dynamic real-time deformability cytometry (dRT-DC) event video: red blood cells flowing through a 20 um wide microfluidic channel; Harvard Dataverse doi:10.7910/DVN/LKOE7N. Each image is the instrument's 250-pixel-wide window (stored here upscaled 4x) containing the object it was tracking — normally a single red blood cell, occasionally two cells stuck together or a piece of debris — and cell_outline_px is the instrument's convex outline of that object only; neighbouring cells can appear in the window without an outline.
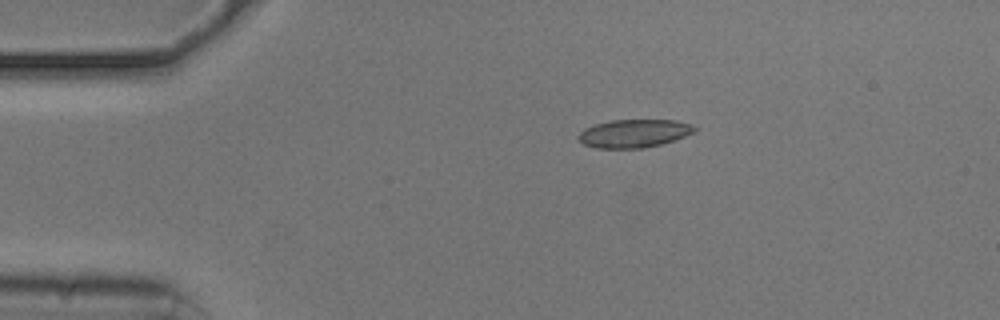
{"species": "common noctule bat (a hibernating species)", "species_latin": "Nyctalus noctula", "temperature_condition": "cold", "stored_images_in_passage": 45, "camera_frame_rate_fps": 3000, "um_per_image_px": 0.085, "animal": {"sex": "male", "body_mass_g": 20.5, "forearm_length_mm": 52.5}, "frame": {"image": 1, "passage_image": 1, "time_ms": 0.0, "image_size_px": [1000, 320], "cell_outline_px": [[696, 128], [692, 132], [684, 136], [660, 144], [644, 148], [596, 148], [584, 144], [580, 140], [580, 132], [584, 128], [596, 124], [612, 120], [676, 120], [692, 124]], "centroid_in_image_um": [53.88, 11.33], "position_along_channel_um": 31.1, "area_um2": 18.73}}
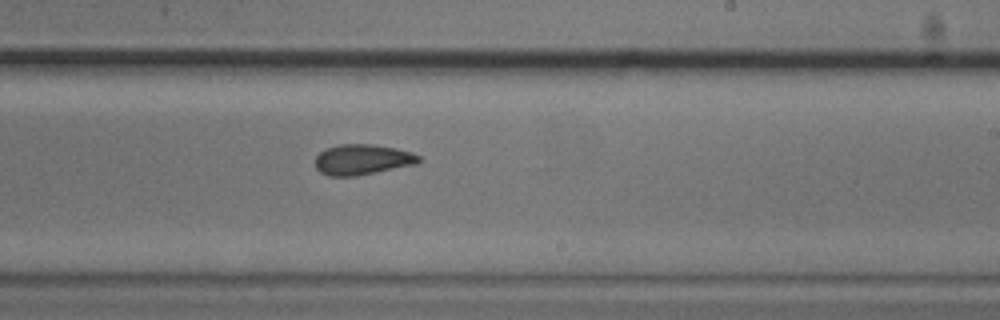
{"frame": {"image": 2, "passage_image": 23, "time_ms": 7.333, "image_size_px": [1000, 320], "cell_outline_px": [[424, 160], [416, 164], [356, 176], [328, 176], [320, 172], [316, 168], [316, 156], [324, 148], [340, 144], [372, 144], [396, 148], [412, 152], [420, 156]], "centroid_in_image_um": [30.81, 13.56], "position_along_channel_um": 258.2, "area_um2": 18.55}}
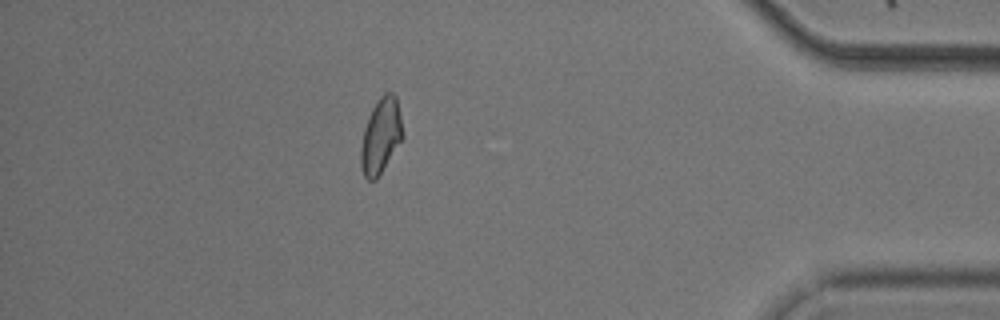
{"frame": {"image": 3, "passage_image": 38, "time_ms": 12.333, "image_size_px": [1000, 320], "cell_outline_px": [[404, 136], [376, 180], [368, 180], [364, 176], [360, 164], [360, 148], [364, 128], [368, 116], [372, 108], [380, 96], [384, 92], [392, 92], [396, 96]], "centroid_in_image_um": [32.35, 11.54], "position_along_channel_um": 402.8, "area_um2": 18.32}, "authors_computed_cell_mechanics": {"area_um2": 18.5538, "velocity_mm_per_s": 3.7396, "shape_relaxation_time_tau1_ms": 6.4203, "shape_relaxation_time_tau2_ms": 1.6822, "deformation_change_tau1": 0.1187, "deformation_change_tau2": 0.078}}